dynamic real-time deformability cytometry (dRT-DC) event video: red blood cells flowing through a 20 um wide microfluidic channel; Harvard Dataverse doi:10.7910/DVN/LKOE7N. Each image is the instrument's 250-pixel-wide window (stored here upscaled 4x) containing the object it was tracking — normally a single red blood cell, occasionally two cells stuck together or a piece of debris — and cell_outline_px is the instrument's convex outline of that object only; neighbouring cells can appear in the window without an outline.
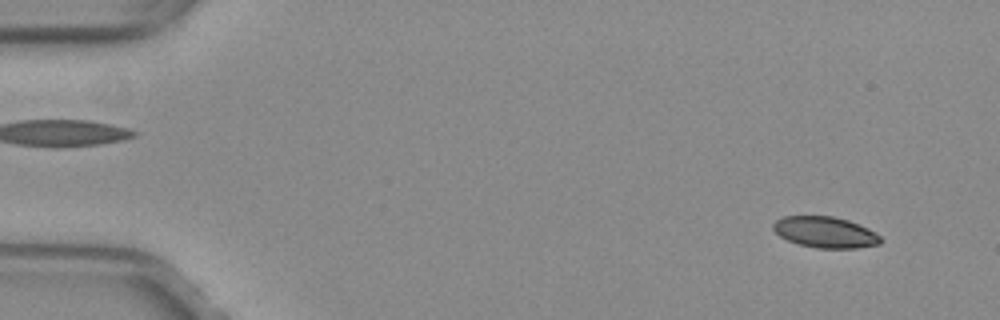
{"species": "common noctule bat (a hibernating species)", "species_latin": "Nyctalus noctula", "temperature_condition": "warm", "stored_images_in_passage": 51, "camera_frame_rate_fps": 3000, "um_per_image_px": 0.085, "animal": {"sex": "female", "body_mass_g": 29.2, "forearm_length_mm": 56.3}, "frame": {"image": 1, "passage_image": 3, "time_ms": 0.667, "image_size_px": [1000, 320], "cell_outline_px": [[880, 244], [856, 248], [816, 248], [800, 244], [788, 240], [780, 236], [772, 228], [772, 224], [776, 220], [784, 216], [832, 216], [848, 220], [868, 228], [880, 236]], "centroid_in_image_um": [70.13, 19.73], "position_along_channel_um": 14.9, "area_um2": 19.31}}
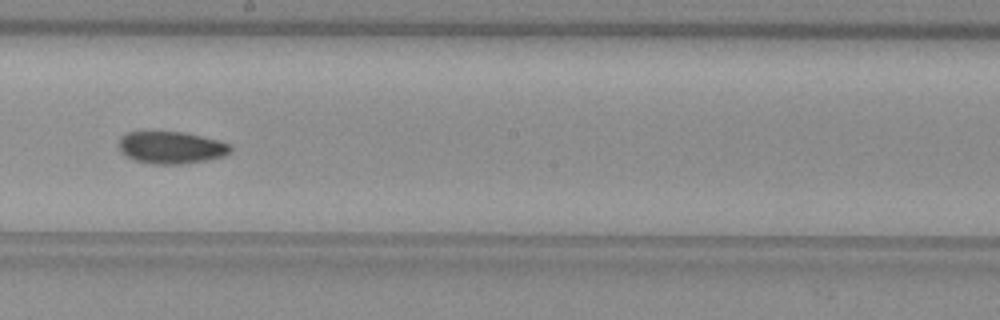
{"frame": {"image": 2, "passage_image": 29, "time_ms": 9.333, "image_size_px": [1000, 320], "cell_outline_px": [[232, 152], [224, 156], [208, 160], [180, 164], [152, 164], [132, 160], [124, 156], [120, 152], [120, 136], [128, 132], [184, 132], [232, 144]], "centroid_in_image_um": [14.55, 12.55], "position_along_channel_um": 233.6, "area_um2": 21.1}}
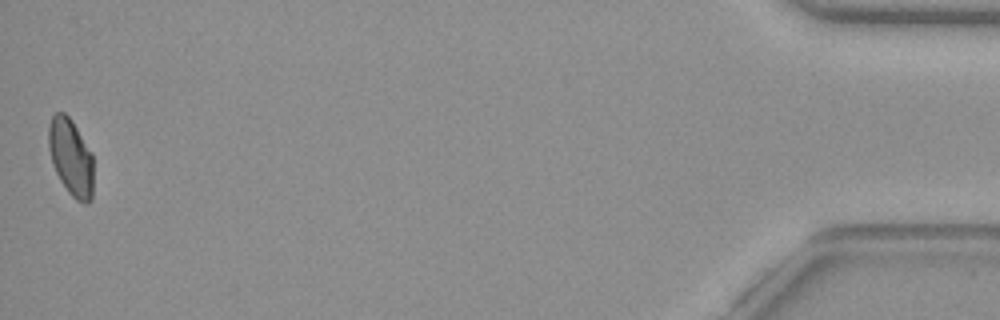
{"frame": {"image": 3, "passage_image": 51, "time_ms": 16.667, "image_size_px": [1000, 320], "cell_outline_px": [[92, 200], [88, 204], [84, 204], [76, 200], [68, 192], [60, 180], [52, 164], [48, 148], [48, 124], [52, 116], [56, 112], [64, 112], [72, 120], [92, 152]], "centroid_in_image_um": [6.01, 13.36], "position_along_channel_um": 429.2, "area_um2": 20.35}, "authors_computed_cell_mechanics": {"area_um2": 20.6346, "velocity_mm_per_s": 3.985, "shape_relaxation_time_tau1_ms": null, "shape_relaxation_time_tau2_ms": 3.4558, "deformation_change_tau1": null, "deformation_change_tau2": 0.0739}}